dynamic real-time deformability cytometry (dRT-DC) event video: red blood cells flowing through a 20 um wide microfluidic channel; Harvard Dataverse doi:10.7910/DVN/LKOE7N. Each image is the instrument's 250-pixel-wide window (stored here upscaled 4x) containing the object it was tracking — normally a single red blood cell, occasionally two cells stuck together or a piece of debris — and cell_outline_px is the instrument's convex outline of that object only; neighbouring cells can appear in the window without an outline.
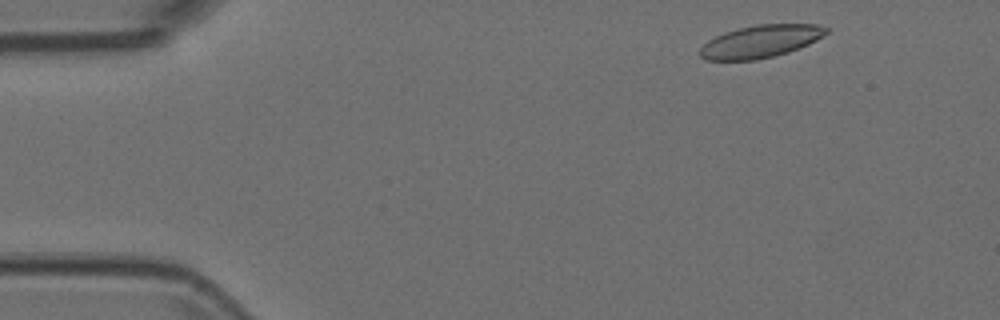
{"species": "Egyptian fruit bat (a non-hibernating species)", "species_latin": "Rousettus aegyptiacus", "temperature_condition": "room temperature", "stored_images_in_passage": 51, "camera_frame_rate_fps": 3000, "um_per_image_px": 0.085, "animal": {"sex": "female"}, "frame": {"image": 1, "passage_image": 3, "time_ms": 0.667, "image_size_px": [1000, 320], "cell_outline_px": [[828, 32], [816, 40], [808, 44], [788, 52], [756, 60], [704, 60], [700, 56], [700, 48], [708, 40], [724, 32], [756, 24], [816, 24], [828, 28]], "centroid_in_image_um": [64.63, 3.52], "position_along_channel_um": 20.4, "area_um2": 23.81}}
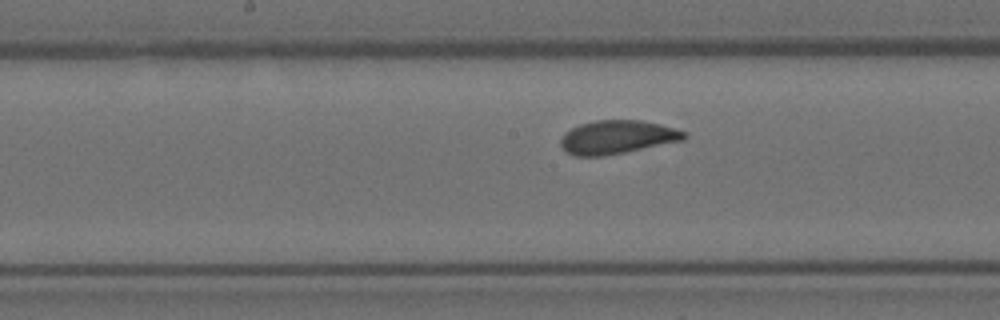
{"frame": {"image": 2, "passage_image": 24, "time_ms": 7.667, "image_size_px": [1000, 320], "cell_outline_px": [[688, 136], [684, 140], [604, 156], [576, 156], [568, 152], [560, 144], [560, 136], [564, 132], [580, 124], [596, 120], [640, 120], [660, 124], [688, 132]], "centroid_in_image_um": [52.47, 11.65], "position_along_channel_um": 195.7, "area_um2": 24.1}}
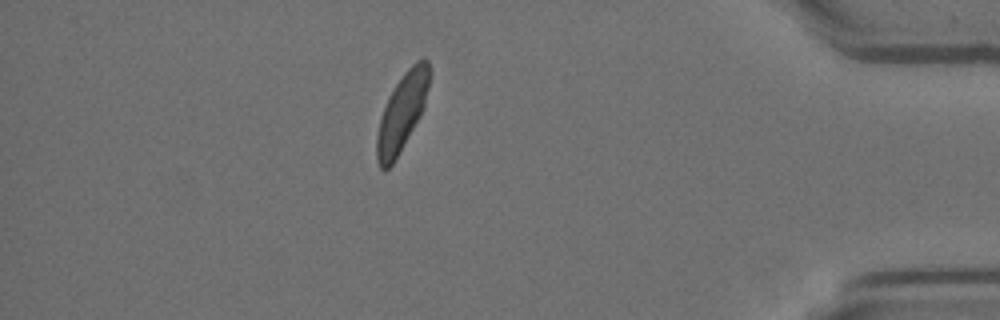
{"frame": {"image": 3, "passage_image": 44, "time_ms": 14.333, "image_size_px": [1000, 320], "cell_outline_px": [[428, 88], [424, 104], [420, 116], [392, 164], [384, 172], [380, 168], [376, 160], [376, 136], [380, 120], [388, 96], [404, 72], [416, 60], [424, 56], [428, 60]], "centroid_in_image_um": [34.14, 9.55], "position_along_channel_um": 401.1, "area_um2": 23.24}}